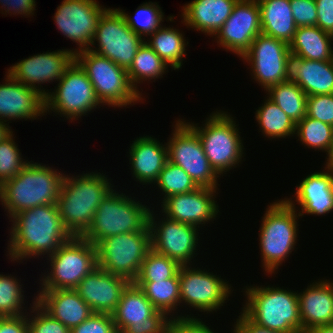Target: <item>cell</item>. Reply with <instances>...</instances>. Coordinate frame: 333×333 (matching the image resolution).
<instances>
[{
	"instance_id": "obj_1",
	"label": "cell",
	"mask_w": 333,
	"mask_h": 333,
	"mask_svg": "<svg viewBox=\"0 0 333 333\" xmlns=\"http://www.w3.org/2000/svg\"><path fill=\"white\" fill-rule=\"evenodd\" d=\"M9 222L7 257L11 262L49 256L72 236L64 228L57 204H46L23 210Z\"/></svg>"
},
{
	"instance_id": "obj_2",
	"label": "cell",
	"mask_w": 333,
	"mask_h": 333,
	"mask_svg": "<svg viewBox=\"0 0 333 333\" xmlns=\"http://www.w3.org/2000/svg\"><path fill=\"white\" fill-rule=\"evenodd\" d=\"M70 175L64 177L57 207L64 228L71 236L81 237L89 229L102 199L115 186L98 171Z\"/></svg>"
},
{
	"instance_id": "obj_3",
	"label": "cell",
	"mask_w": 333,
	"mask_h": 333,
	"mask_svg": "<svg viewBox=\"0 0 333 333\" xmlns=\"http://www.w3.org/2000/svg\"><path fill=\"white\" fill-rule=\"evenodd\" d=\"M48 164L30 161L0 186V202L8 218L36 206L57 204L66 174Z\"/></svg>"
},
{
	"instance_id": "obj_4",
	"label": "cell",
	"mask_w": 333,
	"mask_h": 333,
	"mask_svg": "<svg viewBox=\"0 0 333 333\" xmlns=\"http://www.w3.org/2000/svg\"><path fill=\"white\" fill-rule=\"evenodd\" d=\"M242 312L255 324L283 333H302L298 290L253 284L243 287Z\"/></svg>"
},
{
	"instance_id": "obj_5",
	"label": "cell",
	"mask_w": 333,
	"mask_h": 333,
	"mask_svg": "<svg viewBox=\"0 0 333 333\" xmlns=\"http://www.w3.org/2000/svg\"><path fill=\"white\" fill-rule=\"evenodd\" d=\"M274 201L267 205L258 233L261 268L267 276L275 274L295 250L299 233L298 210L284 199Z\"/></svg>"
},
{
	"instance_id": "obj_6",
	"label": "cell",
	"mask_w": 333,
	"mask_h": 333,
	"mask_svg": "<svg viewBox=\"0 0 333 333\" xmlns=\"http://www.w3.org/2000/svg\"><path fill=\"white\" fill-rule=\"evenodd\" d=\"M235 117L227 111H213L205 123L186 122L199 136L205 155L215 172L223 177L244 161V146ZM244 155V156H243ZM243 158V160H242Z\"/></svg>"
},
{
	"instance_id": "obj_7",
	"label": "cell",
	"mask_w": 333,
	"mask_h": 333,
	"mask_svg": "<svg viewBox=\"0 0 333 333\" xmlns=\"http://www.w3.org/2000/svg\"><path fill=\"white\" fill-rule=\"evenodd\" d=\"M134 198L112 188L102 199L89 229L81 237L96 246L110 236L142 231L148 225L152 207Z\"/></svg>"
},
{
	"instance_id": "obj_8",
	"label": "cell",
	"mask_w": 333,
	"mask_h": 333,
	"mask_svg": "<svg viewBox=\"0 0 333 333\" xmlns=\"http://www.w3.org/2000/svg\"><path fill=\"white\" fill-rule=\"evenodd\" d=\"M75 61L90 79L102 106L123 108L145 100L132 87L127 70L109 58L84 50L75 54Z\"/></svg>"
},
{
	"instance_id": "obj_9",
	"label": "cell",
	"mask_w": 333,
	"mask_h": 333,
	"mask_svg": "<svg viewBox=\"0 0 333 333\" xmlns=\"http://www.w3.org/2000/svg\"><path fill=\"white\" fill-rule=\"evenodd\" d=\"M47 258V272L41 275L39 291L74 289L97 264L96 246L83 237L72 236ZM49 270V271H48ZM51 270V271H50Z\"/></svg>"
},
{
	"instance_id": "obj_10",
	"label": "cell",
	"mask_w": 333,
	"mask_h": 333,
	"mask_svg": "<svg viewBox=\"0 0 333 333\" xmlns=\"http://www.w3.org/2000/svg\"><path fill=\"white\" fill-rule=\"evenodd\" d=\"M54 88L53 91L46 90L45 115L54 112L72 123L93 112L97 106L102 107L90 79L76 61L66 70Z\"/></svg>"
},
{
	"instance_id": "obj_11",
	"label": "cell",
	"mask_w": 333,
	"mask_h": 333,
	"mask_svg": "<svg viewBox=\"0 0 333 333\" xmlns=\"http://www.w3.org/2000/svg\"><path fill=\"white\" fill-rule=\"evenodd\" d=\"M150 249L151 234L147 225L142 231L102 239L96 245L97 264L106 272L134 282Z\"/></svg>"
},
{
	"instance_id": "obj_12",
	"label": "cell",
	"mask_w": 333,
	"mask_h": 333,
	"mask_svg": "<svg viewBox=\"0 0 333 333\" xmlns=\"http://www.w3.org/2000/svg\"><path fill=\"white\" fill-rule=\"evenodd\" d=\"M174 123L166 143L168 161L184 169L199 187L218 188L220 176L211 167L198 134L184 118Z\"/></svg>"
},
{
	"instance_id": "obj_13",
	"label": "cell",
	"mask_w": 333,
	"mask_h": 333,
	"mask_svg": "<svg viewBox=\"0 0 333 333\" xmlns=\"http://www.w3.org/2000/svg\"><path fill=\"white\" fill-rule=\"evenodd\" d=\"M180 287V307H189L211 314L225 306L231 296L232 286L226 279L209 272L206 268L180 266L178 271ZM183 304V305H182ZM187 306V307H186Z\"/></svg>"
},
{
	"instance_id": "obj_14",
	"label": "cell",
	"mask_w": 333,
	"mask_h": 333,
	"mask_svg": "<svg viewBox=\"0 0 333 333\" xmlns=\"http://www.w3.org/2000/svg\"><path fill=\"white\" fill-rule=\"evenodd\" d=\"M143 42L144 40L128 27L117 8H107L98 20L91 43L93 46L89 50L128 70Z\"/></svg>"
},
{
	"instance_id": "obj_15",
	"label": "cell",
	"mask_w": 333,
	"mask_h": 333,
	"mask_svg": "<svg viewBox=\"0 0 333 333\" xmlns=\"http://www.w3.org/2000/svg\"><path fill=\"white\" fill-rule=\"evenodd\" d=\"M289 45L260 33L241 59L251 66V77L266 91L273 85L290 79Z\"/></svg>"
},
{
	"instance_id": "obj_16",
	"label": "cell",
	"mask_w": 333,
	"mask_h": 333,
	"mask_svg": "<svg viewBox=\"0 0 333 333\" xmlns=\"http://www.w3.org/2000/svg\"><path fill=\"white\" fill-rule=\"evenodd\" d=\"M150 209L148 225L151 234V248L176 261L180 266L193 265L198 253L200 228L157 216ZM158 217V218H157ZM192 263V264H191Z\"/></svg>"
},
{
	"instance_id": "obj_17",
	"label": "cell",
	"mask_w": 333,
	"mask_h": 333,
	"mask_svg": "<svg viewBox=\"0 0 333 333\" xmlns=\"http://www.w3.org/2000/svg\"><path fill=\"white\" fill-rule=\"evenodd\" d=\"M111 315L117 333H168L170 317L158 311L133 282L123 291Z\"/></svg>"
},
{
	"instance_id": "obj_18",
	"label": "cell",
	"mask_w": 333,
	"mask_h": 333,
	"mask_svg": "<svg viewBox=\"0 0 333 333\" xmlns=\"http://www.w3.org/2000/svg\"><path fill=\"white\" fill-rule=\"evenodd\" d=\"M107 8L96 0H63L54 13V22L64 37L77 48L72 52L89 50L100 16Z\"/></svg>"
},
{
	"instance_id": "obj_19",
	"label": "cell",
	"mask_w": 333,
	"mask_h": 333,
	"mask_svg": "<svg viewBox=\"0 0 333 333\" xmlns=\"http://www.w3.org/2000/svg\"><path fill=\"white\" fill-rule=\"evenodd\" d=\"M74 61L75 53L72 49H59L52 52L48 50L12 64L6 70L17 82L36 89L45 97L47 91L41 84L58 82Z\"/></svg>"
},
{
	"instance_id": "obj_20",
	"label": "cell",
	"mask_w": 333,
	"mask_h": 333,
	"mask_svg": "<svg viewBox=\"0 0 333 333\" xmlns=\"http://www.w3.org/2000/svg\"><path fill=\"white\" fill-rule=\"evenodd\" d=\"M260 33L261 16L257 0H238L230 17L212 38L226 52H232L241 58Z\"/></svg>"
},
{
	"instance_id": "obj_21",
	"label": "cell",
	"mask_w": 333,
	"mask_h": 333,
	"mask_svg": "<svg viewBox=\"0 0 333 333\" xmlns=\"http://www.w3.org/2000/svg\"><path fill=\"white\" fill-rule=\"evenodd\" d=\"M219 188L198 187L161 201V215L198 228L216 220L219 206L215 201ZM217 192V193H216ZM204 224V225H203ZM201 225V226H200Z\"/></svg>"
},
{
	"instance_id": "obj_22",
	"label": "cell",
	"mask_w": 333,
	"mask_h": 333,
	"mask_svg": "<svg viewBox=\"0 0 333 333\" xmlns=\"http://www.w3.org/2000/svg\"><path fill=\"white\" fill-rule=\"evenodd\" d=\"M323 168L320 172L308 174L295 186L294 200L284 198L295 210L299 208L301 218L306 214L325 216L333 211V166L325 164Z\"/></svg>"
},
{
	"instance_id": "obj_23",
	"label": "cell",
	"mask_w": 333,
	"mask_h": 333,
	"mask_svg": "<svg viewBox=\"0 0 333 333\" xmlns=\"http://www.w3.org/2000/svg\"><path fill=\"white\" fill-rule=\"evenodd\" d=\"M130 283L127 278L106 272L97 266L74 290L94 313L112 314L120 302L123 291Z\"/></svg>"
},
{
	"instance_id": "obj_24",
	"label": "cell",
	"mask_w": 333,
	"mask_h": 333,
	"mask_svg": "<svg viewBox=\"0 0 333 333\" xmlns=\"http://www.w3.org/2000/svg\"><path fill=\"white\" fill-rule=\"evenodd\" d=\"M5 73V83L0 84V121L12 123L17 119L32 121L43 117L44 96Z\"/></svg>"
},
{
	"instance_id": "obj_25",
	"label": "cell",
	"mask_w": 333,
	"mask_h": 333,
	"mask_svg": "<svg viewBox=\"0 0 333 333\" xmlns=\"http://www.w3.org/2000/svg\"><path fill=\"white\" fill-rule=\"evenodd\" d=\"M130 144L129 164L136 182L152 185L168 161L167 145L153 136H139Z\"/></svg>"
},
{
	"instance_id": "obj_26",
	"label": "cell",
	"mask_w": 333,
	"mask_h": 333,
	"mask_svg": "<svg viewBox=\"0 0 333 333\" xmlns=\"http://www.w3.org/2000/svg\"><path fill=\"white\" fill-rule=\"evenodd\" d=\"M324 279L314 280L305 290L297 293L302 333L333 323V281Z\"/></svg>"
},
{
	"instance_id": "obj_27",
	"label": "cell",
	"mask_w": 333,
	"mask_h": 333,
	"mask_svg": "<svg viewBox=\"0 0 333 333\" xmlns=\"http://www.w3.org/2000/svg\"><path fill=\"white\" fill-rule=\"evenodd\" d=\"M37 293L36 303L70 330L94 313L74 289H55Z\"/></svg>"
},
{
	"instance_id": "obj_28",
	"label": "cell",
	"mask_w": 333,
	"mask_h": 333,
	"mask_svg": "<svg viewBox=\"0 0 333 333\" xmlns=\"http://www.w3.org/2000/svg\"><path fill=\"white\" fill-rule=\"evenodd\" d=\"M238 0H192L183 5L181 22L186 28L214 37L230 17Z\"/></svg>"
},
{
	"instance_id": "obj_29",
	"label": "cell",
	"mask_w": 333,
	"mask_h": 333,
	"mask_svg": "<svg viewBox=\"0 0 333 333\" xmlns=\"http://www.w3.org/2000/svg\"><path fill=\"white\" fill-rule=\"evenodd\" d=\"M290 79L307 96L333 94V60L313 61L291 56Z\"/></svg>"
},
{
	"instance_id": "obj_30",
	"label": "cell",
	"mask_w": 333,
	"mask_h": 333,
	"mask_svg": "<svg viewBox=\"0 0 333 333\" xmlns=\"http://www.w3.org/2000/svg\"><path fill=\"white\" fill-rule=\"evenodd\" d=\"M257 2L260 7L262 33L289 45L297 30L290 0H257Z\"/></svg>"
},
{
	"instance_id": "obj_31",
	"label": "cell",
	"mask_w": 333,
	"mask_h": 333,
	"mask_svg": "<svg viewBox=\"0 0 333 333\" xmlns=\"http://www.w3.org/2000/svg\"><path fill=\"white\" fill-rule=\"evenodd\" d=\"M333 35L318 26L297 27L289 44L291 56L313 61L333 60Z\"/></svg>"
},
{
	"instance_id": "obj_32",
	"label": "cell",
	"mask_w": 333,
	"mask_h": 333,
	"mask_svg": "<svg viewBox=\"0 0 333 333\" xmlns=\"http://www.w3.org/2000/svg\"><path fill=\"white\" fill-rule=\"evenodd\" d=\"M149 39V40H148ZM145 41L152 50L169 65L172 70H179L183 65L186 47L189 44L184 37V32L170 25H162L150 38Z\"/></svg>"
},
{
	"instance_id": "obj_33",
	"label": "cell",
	"mask_w": 333,
	"mask_h": 333,
	"mask_svg": "<svg viewBox=\"0 0 333 333\" xmlns=\"http://www.w3.org/2000/svg\"><path fill=\"white\" fill-rule=\"evenodd\" d=\"M137 285L155 306L158 311L164 312L170 318L177 317H194L191 314L178 315L180 311V287L178 272L169 279L157 282H133ZM179 306V307H178ZM178 309V310H177ZM176 314V315H175Z\"/></svg>"
},
{
	"instance_id": "obj_34",
	"label": "cell",
	"mask_w": 333,
	"mask_h": 333,
	"mask_svg": "<svg viewBox=\"0 0 333 333\" xmlns=\"http://www.w3.org/2000/svg\"><path fill=\"white\" fill-rule=\"evenodd\" d=\"M168 66L144 41L138 48L133 62L127 70L128 79L132 87L143 97L144 93L140 92L138 84L147 80V82H154L157 79L163 78V75L169 72Z\"/></svg>"
},
{
	"instance_id": "obj_35",
	"label": "cell",
	"mask_w": 333,
	"mask_h": 333,
	"mask_svg": "<svg viewBox=\"0 0 333 333\" xmlns=\"http://www.w3.org/2000/svg\"><path fill=\"white\" fill-rule=\"evenodd\" d=\"M254 113L259 132L268 139L294 137L296 124L268 97H265L263 104Z\"/></svg>"
},
{
	"instance_id": "obj_36",
	"label": "cell",
	"mask_w": 333,
	"mask_h": 333,
	"mask_svg": "<svg viewBox=\"0 0 333 333\" xmlns=\"http://www.w3.org/2000/svg\"><path fill=\"white\" fill-rule=\"evenodd\" d=\"M265 93L295 124L306 116L307 95L291 79L271 86Z\"/></svg>"
},
{
	"instance_id": "obj_37",
	"label": "cell",
	"mask_w": 333,
	"mask_h": 333,
	"mask_svg": "<svg viewBox=\"0 0 333 333\" xmlns=\"http://www.w3.org/2000/svg\"><path fill=\"white\" fill-rule=\"evenodd\" d=\"M304 147L324 151L328 155L332 145L333 126L305 116L296 123L295 135Z\"/></svg>"
},
{
	"instance_id": "obj_38",
	"label": "cell",
	"mask_w": 333,
	"mask_h": 333,
	"mask_svg": "<svg viewBox=\"0 0 333 333\" xmlns=\"http://www.w3.org/2000/svg\"><path fill=\"white\" fill-rule=\"evenodd\" d=\"M128 27L137 35H139L144 41L146 37L151 36L157 29H159L164 22V13L157 2H144L135 11V17L130 16L125 10L117 8Z\"/></svg>"
},
{
	"instance_id": "obj_39",
	"label": "cell",
	"mask_w": 333,
	"mask_h": 333,
	"mask_svg": "<svg viewBox=\"0 0 333 333\" xmlns=\"http://www.w3.org/2000/svg\"><path fill=\"white\" fill-rule=\"evenodd\" d=\"M22 286L16 276L0 273V316L17 317L28 313Z\"/></svg>"
},
{
	"instance_id": "obj_40",
	"label": "cell",
	"mask_w": 333,
	"mask_h": 333,
	"mask_svg": "<svg viewBox=\"0 0 333 333\" xmlns=\"http://www.w3.org/2000/svg\"><path fill=\"white\" fill-rule=\"evenodd\" d=\"M154 186L164 195L162 201L173 195L192 192L199 187L184 169L170 161H167L159 173Z\"/></svg>"
},
{
	"instance_id": "obj_41",
	"label": "cell",
	"mask_w": 333,
	"mask_h": 333,
	"mask_svg": "<svg viewBox=\"0 0 333 333\" xmlns=\"http://www.w3.org/2000/svg\"><path fill=\"white\" fill-rule=\"evenodd\" d=\"M179 269L180 265L176 261L151 248L142 262L134 282L163 281L172 278Z\"/></svg>"
},
{
	"instance_id": "obj_42",
	"label": "cell",
	"mask_w": 333,
	"mask_h": 333,
	"mask_svg": "<svg viewBox=\"0 0 333 333\" xmlns=\"http://www.w3.org/2000/svg\"><path fill=\"white\" fill-rule=\"evenodd\" d=\"M15 134L0 142V186L17 175L30 161L22 158Z\"/></svg>"
},
{
	"instance_id": "obj_43",
	"label": "cell",
	"mask_w": 333,
	"mask_h": 333,
	"mask_svg": "<svg viewBox=\"0 0 333 333\" xmlns=\"http://www.w3.org/2000/svg\"><path fill=\"white\" fill-rule=\"evenodd\" d=\"M32 301L31 307L27 309L29 310L27 313L28 333H70V329L59 320L52 318L36 303V296Z\"/></svg>"
},
{
	"instance_id": "obj_44",
	"label": "cell",
	"mask_w": 333,
	"mask_h": 333,
	"mask_svg": "<svg viewBox=\"0 0 333 333\" xmlns=\"http://www.w3.org/2000/svg\"><path fill=\"white\" fill-rule=\"evenodd\" d=\"M306 116L333 126V94L307 96Z\"/></svg>"
},
{
	"instance_id": "obj_45",
	"label": "cell",
	"mask_w": 333,
	"mask_h": 333,
	"mask_svg": "<svg viewBox=\"0 0 333 333\" xmlns=\"http://www.w3.org/2000/svg\"><path fill=\"white\" fill-rule=\"evenodd\" d=\"M70 333H117L111 314L93 313Z\"/></svg>"
},
{
	"instance_id": "obj_46",
	"label": "cell",
	"mask_w": 333,
	"mask_h": 333,
	"mask_svg": "<svg viewBox=\"0 0 333 333\" xmlns=\"http://www.w3.org/2000/svg\"><path fill=\"white\" fill-rule=\"evenodd\" d=\"M290 5L297 27L316 26L317 8L315 0H290Z\"/></svg>"
},
{
	"instance_id": "obj_47",
	"label": "cell",
	"mask_w": 333,
	"mask_h": 333,
	"mask_svg": "<svg viewBox=\"0 0 333 333\" xmlns=\"http://www.w3.org/2000/svg\"><path fill=\"white\" fill-rule=\"evenodd\" d=\"M209 324L195 317L170 318L168 333H216Z\"/></svg>"
},
{
	"instance_id": "obj_48",
	"label": "cell",
	"mask_w": 333,
	"mask_h": 333,
	"mask_svg": "<svg viewBox=\"0 0 333 333\" xmlns=\"http://www.w3.org/2000/svg\"><path fill=\"white\" fill-rule=\"evenodd\" d=\"M0 13L7 16L22 15L28 18L34 15L36 9L35 0H0Z\"/></svg>"
},
{
	"instance_id": "obj_49",
	"label": "cell",
	"mask_w": 333,
	"mask_h": 333,
	"mask_svg": "<svg viewBox=\"0 0 333 333\" xmlns=\"http://www.w3.org/2000/svg\"><path fill=\"white\" fill-rule=\"evenodd\" d=\"M317 24L322 31L333 35V0H315Z\"/></svg>"
},
{
	"instance_id": "obj_50",
	"label": "cell",
	"mask_w": 333,
	"mask_h": 333,
	"mask_svg": "<svg viewBox=\"0 0 333 333\" xmlns=\"http://www.w3.org/2000/svg\"><path fill=\"white\" fill-rule=\"evenodd\" d=\"M237 316L238 318L234 322L233 331L231 333H283L280 331L270 330L261 327L252 322L242 311Z\"/></svg>"
},
{
	"instance_id": "obj_51",
	"label": "cell",
	"mask_w": 333,
	"mask_h": 333,
	"mask_svg": "<svg viewBox=\"0 0 333 333\" xmlns=\"http://www.w3.org/2000/svg\"><path fill=\"white\" fill-rule=\"evenodd\" d=\"M0 333H28L27 314L17 317L1 316Z\"/></svg>"
},
{
	"instance_id": "obj_52",
	"label": "cell",
	"mask_w": 333,
	"mask_h": 333,
	"mask_svg": "<svg viewBox=\"0 0 333 333\" xmlns=\"http://www.w3.org/2000/svg\"><path fill=\"white\" fill-rule=\"evenodd\" d=\"M14 131L11 129L9 123L0 121V142L4 141L9 137Z\"/></svg>"
},
{
	"instance_id": "obj_53",
	"label": "cell",
	"mask_w": 333,
	"mask_h": 333,
	"mask_svg": "<svg viewBox=\"0 0 333 333\" xmlns=\"http://www.w3.org/2000/svg\"><path fill=\"white\" fill-rule=\"evenodd\" d=\"M306 333H333V323L312 328Z\"/></svg>"
},
{
	"instance_id": "obj_54",
	"label": "cell",
	"mask_w": 333,
	"mask_h": 333,
	"mask_svg": "<svg viewBox=\"0 0 333 333\" xmlns=\"http://www.w3.org/2000/svg\"><path fill=\"white\" fill-rule=\"evenodd\" d=\"M326 159H327L325 161L326 163H324L323 165H325V164L332 165L333 164V138H332V145H331L328 155L326 156Z\"/></svg>"
}]
</instances>
